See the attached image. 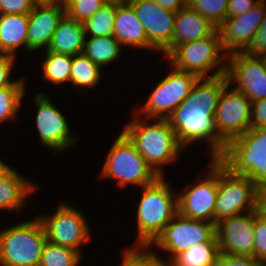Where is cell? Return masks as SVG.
I'll return each instance as SVG.
<instances>
[{"label": "cell", "mask_w": 266, "mask_h": 266, "mask_svg": "<svg viewBox=\"0 0 266 266\" xmlns=\"http://www.w3.org/2000/svg\"><path fill=\"white\" fill-rule=\"evenodd\" d=\"M265 170L266 155L218 158L215 223L259 209L260 182Z\"/></svg>", "instance_id": "6da1fadb"}, {"label": "cell", "mask_w": 266, "mask_h": 266, "mask_svg": "<svg viewBox=\"0 0 266 266\" xmlns=\"http://www.w3.org/2000/svg\"><path fill=\"white\" fill-rule=\"evenodd\" d=\"M121 132L160 177L165 176L163 166L177 162L186 150L167 119L150 120L136 114Z\"/></svg>", "instance_id": "7a4b0ae2"}, {"label": "cell", "mask_w": 266, "mask_h": 266, "mask_svg": "<svg viewBox=\"0 0 266 266\" xmlns=\"http://www.w3.org/2000/svg\"><path fill=\"white\" fill-rule=\"evenodd\" d=\"M136 212V244H151L178 214V196L165 176L140 188Z\"/></svg>", "instance_id": "3957f363"}, {"label": "cell", "mask_w": 266, "mask_h": 266, "mask_svg": "<svg viewBox=\"0 0 266 266\" xmlns=\"http://www.w3.org/2000/svg\"><path fill=\"white\" fill-rule=\"evenodd\" d=\"M228 83L214 114L217 136L236 154L251 155V101ZM230 89V91H229Z\"/></svg>", "instance_id": "277c9868"}, {"label": "cell", "mask_w": 266, "mask_h": 266, "mask_svg": "<svg viewBox=\"0 0 266 266\" xmlns=\"http://www.w3.org/2000/svg\"><path fill=\"white\" fill-rule=\"evenodd\" d=\"M46 232L39 217L0 230V266H39Z\"/></svg>", "instance_id": "5b68a950"}, {"label": "cell", "mask_w": 266, "mask_h": 266, "mask_svg": "<svg viewBox=\"0 0 266 266\" xmlns=\"http://www.w3.org/2000/svg\"><path fill=\"white\" fill-rule=\"evenodd\" d=\"M165 58L175 69L199 78L214 77L227 71V54L222 48L218 29L208 37L176 46Z\"/></svg>", "instance_id": "8992f818"}, {"label": "cell", "mask_w": 266, "mask_h": 266, "mask_svg": "<svg viewBox=\"0 0 266 266\" xmlns=\"http://www.w3.org/2000/svg\"><path fill=\"white\" fill-rule=\"evenodd\" d=\"M179 143L187 150L192 144L206 141L211 159L237 156L216 134L214 115L207 109L190 108L181 103L168 117Z\"/></svg>", "instance_id": "52a82bcc"}, {"label": "cell", "mask_w": 266, "mask_h": 266, "mask_svg": "<svg viewBox=\"0 0 266 266\" xmlns=\"http://www.w3.org/2000/svg\"><path fill=\"white\" fill-rule=\"evenodd\" d=\"M105 160L101 178L116 180L120 188L135 185L138 189L152 184L160 177L122 132L117 136Z\"/></svg>", "instance_id": "ba28073f"}, {"label": "cell", "mask_w": 266, "mask_h": 266, "mask_svg": "<svg viewBox=\"0 0 266 266\" xmlns=\"http://www.w3.org/2000/svg\"><path fill=\"white\" fill-rule=\"evenodd\" d=\"M170 71L159 80L147 96L144 104L139 105L135 114L150 119H168L172 112L189 95L197 75L179 71L172 65ZM139 111V112H138Z\"/></svg>", "instance_id": "9c48e42d"}, {"label": "cell", "mask_w": 266, "mask_h": 266, "mask_svg": "<svg viewBox=\"0 0 266 266\" xmlns=\"http://www.w3.org/2000/svg\"><path fill=\"white\" fill-rule=\"evenodd\" d=\"M52 215H38L46 232L47 241L78 250L83 255V245L90 239L92 229L87 216L77 207L60 202Z\"/></svg>", "instance_id": "30bf717a"}, {"label": "cell", "mask_w": 266, "mask_h": 266, "mask_svg": "<svg viewBox=\"0 0 266 266\" xmlns=\"http://www.w3.org/2000/svg\"><path fill=\"white\" fill-rule=\"evenodd\" d=\"M214 235V223L186 218L178 213L150 245L156 250H165L168 254L163 259L169 263L181 252L195 244L208 242Z\"/></svg>", "instance_id": "8fae6325"}, {"label": "cell", "mask_w": 266, "mask_h": 266, "mask_svg": "<svg viewBox=\"0 0 266 266\" xmlns=\"http://www.w3.org/2000/svg\"><path fill=\"white\" fill-rule=\"evenodd\" d=\"M34 97L36 107L35 124L43 148L54 152L56 155L64 153L79 140L77 135H72V129L66 120V115L55 106L53 100L43 92H37Z\"/></svg>", "instance_id": "7c38bea8"}, {"label": "cell", "mask_w": 266, "mask_h": 266, "mask_svg": "<svg viewBox=\"0 0 266 266\" xmlns=\"http://www.w3.org/2000/svg\"><path fill=\"white\" fill-rule=\"evenodd\" d=\"M205 177L186 184L178 192V213L186 218L206 220L215 224V206L218 191V158L210 159Z\"/></svg>", "instance_id": "4fadbf2b"}, {"label": "cell", "mask_w": 266, "mask_h": 266, "mask_svg": "<svg viewBox=\"0 0 266 266\" xmlns=\"http://www.w3.org/2000/svg\"><path fill=\"white\" fill-rule=\"evenodd\" d=\"M226 75L229 84L251 102L266 98V57L249 56L244 52L229 54Z\"/></svg>", "instance_id": "5bb4252c"}, {"label": "cell", "mask_w": 266, "mask_h": 266, "mask_svg": "<svg viewBox=\"0 0 266 266\" xmlns=\"http://www.w3.org/2000/svg\"><path fill=\"white\" fill-rule=\"evenodd\" d=\"M255 211L242 213L215 223V236L220 253L253 256Z\"/></svg>", "instance_id": "9a60e30c"}, {"label": "cell", "mask_w": 266, "mask_h": 266, "mask_svg": "<svg viewBox=\"0 0 266 266\" xmlns=\"http://www.w3.org/2000/svg\"><path fill=\"white\" fill-rule=\"evenodd\" d=\"M266 15V0H260L247 13L226 17L217 28L224 52L229 55L243 52L250 44Z\"/></svg>", "instance_id": "2e32d148"}, {"label": "cell", "mask_w": 266, "mask_h": 266, "mask_svg": "<svg viewBox=\"0 0 266 266\" xmlns=\"http://www.w3.org/2000/svg\"><path fill=\"white\" fill-rule=\"evenodd\" d=\"M147 33L149 44L163 52L172 41L175 12L160 7L154 0H128Z\"/></svg>", "instance_id": "e0dca14e"}, {"label": "cell", "mask_w": 266, "mask_h": 266, "mask_svg": "<svg viewBox=\"0 0 266 266\" xmlns=\"http://www.w3.org/2000/svg\"><path fill=\"white\" fill-rule=\"evenodd\" d=\"M65 15L66 8L60 0L35 4L28 14L27 52L46 50Z\"/></svg>", "instance_id": "ac0fdd59"}, {"label": "cell", "mask_w": 266, "mask_h": 266, "mask_svg": "<svg viewBox=\"0 0 266 266\" xmlns=\"http://www.w3.org/2000/svg\"><path fill=\"white\" fill-rule=\"evenodd\" d=\"M113 36L123 48L147 49L157 52L148 42L144 26L137 18L136 12L129 2L116 4Z\"/></svg>", "instance_id": "d6986e66"}, {"label": "cell", "mask_w": 266, "mask_h": 266, "mask_svg": "<svg viewBox=\"0 0 266 266\" xmlns=\"http://www.w3.org/2000/svg\"><path fill=\"white\" fill-rule=\"evenodd\" d=\"M217 28L188 4L175 16L171 44L162 52L166 57L176 46L210 36Z\"/></svg>", "instance_id": "ffe728a7"}, {"label": "cell", "mask_w": 266, "mask_h": 266, "mask_svg": "<svg viewBox=\"0 0 266 266\" xmlns=\"http://www.w3.org/2000/svg\"><path fill=\"white\" fill-rule=\"evenodd\" d=\"M26 176L12 167L0 178V210L22 212L29 195L39 189Z\"/></svg>", "instance_id": "44dd1931"}, {"label": "cell", "mask_w": 266, "mask_h": 266, "mask_svg": "<svg viewBox=\"0 0 266 266\" xmlns=\"http://www.w3.org/2000/svg\"><path fill=\"white\" fill-rule=\"evenodd\" d=\"M85 30L83 22L67 15L59 22L46 51L74 56L84 51Z\"/></svg>", "instance_id": "7402d4cb"}, {"label": "cell", "mask_w": 266, "mask_h": 266, "mask_svg": "<svg viewBox=\"0 0 266 266\" xmlns=\"http://www.w3.org/2000/svg\"><path fill=\"white\" fill-rule=\"evenodd\" d=\"M28 15L0 14V55L16 57L18 48L27 51Z\"/></svg>", "instance_id": "603a6c76"}, {"label": "cell", "mask_w": 266, "mask_h": 266, "mask_svg": "<svg viewBox=\"0 0 266 266\" xmlns=\"http://www.w3.org/2000/svg\"><path fill=\"white\" fill-rule=\"evenodd\" d=\"M229 83L225 74L198 78L189 95L182 101L187 109H207L213 115L223 88Z\"/></svg>", "instance_id": "cb8c5ba5"}, {"label": "cell", "mask_w": 266, "mask_h": 266, "mask_svg": "<svg viewBox=\"0 0 266 266\" xmlns=\"http://www.w3.org/2000/svg\"><path fill=\"white\" fill-rule=\"evenodd\" d=\"M121 48L122 44L113 35L85 37L83 53L102 69L119 60Z\"/></svg>", "instance_id": "d4e9b609"}, {"label": "cell", "mask_w": 266, "mask_h": 266, "mask_svg": "<svg viewBox=\"0 0 266 266\" xmlns=\"http://www.w3.org/2000/svg\"><path fill=\"white\" fill-rule=\"evenodd\" d=\"M220 254L216 236L208 242L195 244L175 256L169 266H214Z\"/></svg>", "instance_id": "484cf974"}, {"label": "cell", "mask_w": 266, "mask_h": 266, "mask_svg": "<svg viewBox=\"0 0 266 266\" xmlns=\"http://www.w3.org/2000/svg\"><path fill=\"white\" fill-rule=\"evenodd\" d=\"M103 69L96 65L84 53L72 56L70 83L81 91L96 88L102 80Z\"/></svg>", "instance_id": "4316f807"}, {"label": "cell", "mask_w": 266, "mask_h": 266, "mask_svg": "<svg viewBox=\"0 0 266 266\" xmlns=\"http://www.w3.org/2000/svg\"><path fill=\"white\" fill-rule=\"evenodd\" d=\"M43 53H45V57L41 61V68L42 79L46 81L45 83L48 81L50 84L61 85L70 82L72 56L46 50Z\"/></svg>", "instance_id": "83f0119b"}, {"label": "cell", "mask_w": 266, "mask_h": 266, "mask_svg": "<svg viewBox=\"0 0 266 266\" xmlns=\"http://www.w3.org/2000/svg\"><path fill=\"white\" fill-rule=\"evenodd\" d=\"M251 155H266V98L251 102Z\"/></svg>", "instance_id": "f1b7e54d"}, {"label": "cell", "mask_w": 266, "mask_h": 266, "mask_svg": "<svg viewBox=\"0 0 266 266\" xmlns=\"http://www.w3.org/2000/svg\"><path fill=\"white\" fill-rule=\"evenodd\" d=\"M116 4L106 3L96 14L83 22L85 37L113 35Z\"/></svg>", "instance_id": "f546056e"}, {"label": "cell", "mask_w": 266, "mask_h": 266, "mask_svg": "<svg viewBox=\"0 0 266 266\" xmlns=\"http://www.w3.org/2000/svg\"><path fill=\"white\" fill-rule=\"evenodd\" d=\"M151 247V248H150ZM122 263L119 266H167L163 256L155 252L150 244H135L133 247L123 249Z\"/></svg>", "instance_id": "4dcf8cb0"}, {"label": "cell", "mask_w": 266, "mask_h": 266, "mask_svg": "<svg viewBox=\"0 0 266 266\" xmlns=\"http://www.w3.org/2000/svg\"><path fill=\"white\" fill-rule=\"evenodd\" d=\"M82 254L69 247L46 242L39 266H80Z\"/></svg>", "instance_id": "1f68e13d"}, {"label": "cell", "mask_w": 266, "mask_h": 266, "mask_svg": "<svg viewBox=\"0 0 266 266\" xmlns=\"http://www.w3.org/2000/svg\"><path fill=\"white\" fill-rule=\"evenodd\" d=\"M26 93L25 85H10L0 89V124L16 120Z\"/></svg>", "instance_id": "d6a6232c"}, {"label": "cell", "mask_w": 266, "mask_h": 266, "mask_svg": "<svg viewBox=\"0 0 266 266\" xmlns=\"http://www.w3.org/2000/svg\"><path fill=\"white\" fill-rule=\"evenodd\" d=\"M229 0H188L187 4L218 28L227 17Z\"/></svg>", "instance_id": "836d02e7"}, {"label": "cell", "mask_w": 266, "mask_h": 266, "mask_svg": "<svg viewBox=\"0 0 266 266\" xmlns=\"http://www.w3.org/2000/svg\"><path fill=\"white\" fill-rule=\"evenodd\" d=\"M105 4L104 0H69L65 4L66 15L74 20L84 22Z\"/></svg>", "instance_id": "e575fe53"}, {"label": "cell", "mask_w": 266, "mask_h": 266, "mask_svg": "<svg viewBox=\"0 0 266 266\" xmlns=\"http://www.w3.org/2000/svg\"><path fill=\"white\" fill-rule=\"evenodd\" d=\"M253 258L261 264L266 262V214L260 210L255 211Z\"/></svg>", "instance_id": "d590c367"}, {"label": "cell", "mask_w": 266, "mask_h": 266, "mask_svg": "<svg viewBox=\"0 0 266 266\" xmlns=\"http://www.w3.org/2000/svg\"><path fill=\"white\" fill-rule=\"evenodd\" d=\"M243 52L249 56L266 57V15Z\"/></svg>", "instance_id": "8d00e7d4"}, {"label": "cell", "mask_w": 266, "mask_h": 266, "mask_svg": "<svg viewBox=\"0 0 266 266\" xmlns=\"http://www.w3.org/2000/svg\"><path fill=\"white\" fill-rule=\"evenodd\" d=\"M15 57L0 55V89L10 85H26L25 78L12 79L10 77L15 68Z\"/></svg>", "instance_id": "74e56055"}, {"label": "cell", "mask_w": 266, "mask_h": 266, "mask_svg": "<svg viewBox=\"0 0 266 266\" xmlns=\"http://www.w3.org/2000/svg\"><path fill=\"white\" fill-rule=\"evenodd\" d=\"M34 6L33 0H0V14L28 15Z\"/></svg>", "instance_id": "f35d334b"}, {"label": "cell", "mask_w": 266, "mask_h": 266, "mask_svg": "<svg viewBox=\"0 0 266 266\" xmlns=\"http://www.w3.org/2000/svg\"><path fill=\"white\" fill-rule=\"evenodd\" d=\"M214 266H262V264L252 256L220 253Z\"/></svg>", "instance_id": "ab89813d"}, {"label": "cell", "mask_w": 266, "mask_h": 266, "mask_svg": "<svg viewBox=\"0 0 266 266\" xmlns=\"http://www.w3.org/2000/svg\"><path fill=\"white\" fill-rule=\"evenodd\" d=\"M259 1L260 0H229L227 6V17L245 14Z\"/></svg>", "instance_id": "60d3db41"}, {"label": "cell", "mask_w": 266, "mask_h": 266, "mask_svg": "<svg viewBox=\"0 0 266 266\" xmlns=\"http://www.w3.org/2000/svg\"><path fill=\"white\" fill-rule=\"evenodd\" d=\"M160 7L177 13L187 5L188 0H154Z\"/></svg>", "instance_id": "b9f144b4"}, {"label": "cell", "mask_w": 266, "mask_h": 266, "mask_svg": "<svg viewBox=\"0 0 266 266\" xmlns=\"http://www.w3.org/2000/svg\"><path fill=\"white\" fill-rule=\"evenodd\" d=\"M259 208L266 214V170L260 182Z\"/></svg>", "instance_id": "7bdbcfd3"}, {"label": "cell", "mask_w": 266, "mask_h": 266, "mask_svg": "<svg viewBox=\"0 0 266 266\" xmlns=\"http://www.w3.org/2000/svg\"><path fill=\"white\" fill-rule=\"evenodd\" d=\"M11 168L12 165L10 166L9 164H7V162H4V159L2 160L0 158V178L5 175Z\"/></svg>", "instance_id": "ee69618b"}, {"label": "cell", "mask_w": 266, "mask_h": 266, "mask_svg": "<svg viewBox=\"0 0 266 266\" xmlns=\"http://www.w3.org/2000/svg\"><path fill=\"white\" fill-rule=\"evenodd\" d=\"M106 3L122 4L128 2V0H104Z\"/></svg>", "instance_id": "f6af8a7d"}, {"label": "cell", "mask_w": 266, "mask_h": 266, "mask_svg": "<svg viewBox=\"0 0 266 266\" xmlns=\"http://www.w3.org/2000/svg\"><path fill=\"white\" fill-rule=\"evenodd\" d=\"M35 4H40V3H49L55 0H33Z\"/></svg>", "instance_id": "bcb514c9"}, {"label": "cell", "mask_w": 266, "mask_h": 266, "mask_svg": "<svg viewBox=\"0 0 266 266\" xmlns=\"http://www.w3.org/2000/svg\"><path fill=\"white\" fill-rule=\"evenodd\" d=\"M63 5H65L69 0H60Z\"/></svg>", "instance_id": "7dc6e473"}]
</instances>
